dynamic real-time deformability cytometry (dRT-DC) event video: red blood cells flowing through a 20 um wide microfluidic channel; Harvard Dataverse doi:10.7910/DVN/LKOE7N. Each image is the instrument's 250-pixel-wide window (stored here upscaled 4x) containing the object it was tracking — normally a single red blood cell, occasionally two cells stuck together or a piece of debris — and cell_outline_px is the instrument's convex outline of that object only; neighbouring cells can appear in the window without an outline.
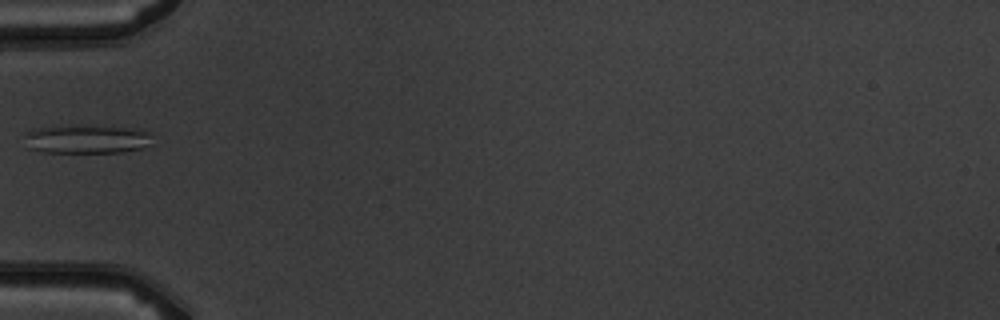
{"species": "common noctule bat (a hibernating species)", "species_latin": "Nyctalus noctula", "temperature_condition": "warm", "stored_images_in_passage": 6, "camera_frame_rate_fps": 3000, "um_per_image_px": 0.085, "animal": {"sex": "male", "body_mass_g": 19.5, "forearm_length_mm": 54.6}, "frame": {"image": 1, "passage_image": 6, "time_ms": 5.667, "image_size_px": [1000, 320], "cell_outline_px": [[152, 144], [144, 148], [120, 152], [44, 152], [24, 148], [24, 132], [32, 128], [52, 124], [140, 128], [152, 132]], "centroid_in_image_um": [7.31, 11.8], "position_along_channel_um": 77.7, "area_um2": 22.48}}